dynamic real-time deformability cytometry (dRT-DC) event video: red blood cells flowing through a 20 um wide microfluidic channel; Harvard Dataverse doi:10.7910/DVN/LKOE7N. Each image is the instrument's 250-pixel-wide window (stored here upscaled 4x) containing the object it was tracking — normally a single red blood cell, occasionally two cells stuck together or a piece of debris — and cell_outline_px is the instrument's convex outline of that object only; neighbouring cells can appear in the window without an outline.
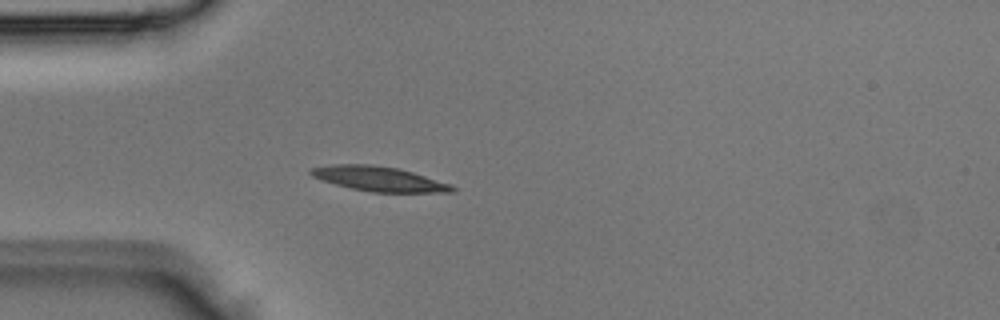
{"species": "Egyptian fruit bat (a non-hibernating species)", "species_latin": "Rousettus aegyptiacus", "temperature_condition": "room temperature", "stored_images_in_passage": 4, "camera_frame_rate_fps": 3000, "um_per_image_px": 0.085, "animal": {"sex": "male"}, "frame": {"image": 1, "passage_image": 4, "time_ms": 1.0, "image_size_px": [1000, 320], "cell_outline_px": [[456, 192], [372, 192], [352, 188], [320, 180], [312, 176], [308, 172], [312, 168], [332, 164], [372, 164], [396, 168], [412, 172], [452, 184], [456, 188]], "centroid_in_image_um": [32.22, 15.2], "position_along_channel_um": 52.8, "area_um2": 20.29}}